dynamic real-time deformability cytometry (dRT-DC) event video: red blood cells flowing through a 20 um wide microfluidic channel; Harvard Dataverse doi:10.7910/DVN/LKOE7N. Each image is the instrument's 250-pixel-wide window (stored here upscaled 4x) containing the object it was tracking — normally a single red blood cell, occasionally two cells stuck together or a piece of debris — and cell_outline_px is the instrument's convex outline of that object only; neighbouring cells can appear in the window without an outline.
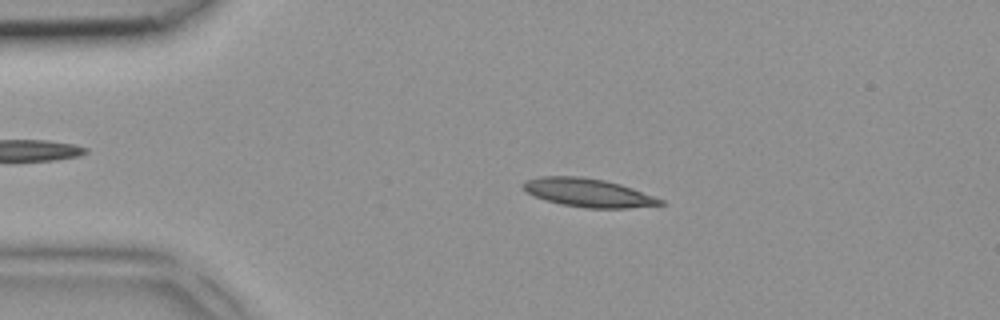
{"species": "common noctule bat (a hibernating species)", "species_latin": "Nyctalus noctula", "temperature_condition": "room temperature", "stored_images_in_passage": 3, "camera_frame_rate_fps": 3000, "um_per_image_px": 0.085, "animal": {"sex": "female", "body_mass_g": 18.4}, "frame": {"image": 1, "passage_image": 2, "time_ms": 0.333, "image_size_px": [1000, 320], "cell_outline_px": [[664, 204], [628, 208], [584, 208], [560, 204], [544, 200], [528, 192], [520, 184], [524, 180], [540, 176], [580, 176], [604, 180], [620, 184], [632, 188], [664, 200]], "centroid_in_image_um": [49.96, 16.38], "position_along_channel_um": 35.0, "area_um2": 22.72}}